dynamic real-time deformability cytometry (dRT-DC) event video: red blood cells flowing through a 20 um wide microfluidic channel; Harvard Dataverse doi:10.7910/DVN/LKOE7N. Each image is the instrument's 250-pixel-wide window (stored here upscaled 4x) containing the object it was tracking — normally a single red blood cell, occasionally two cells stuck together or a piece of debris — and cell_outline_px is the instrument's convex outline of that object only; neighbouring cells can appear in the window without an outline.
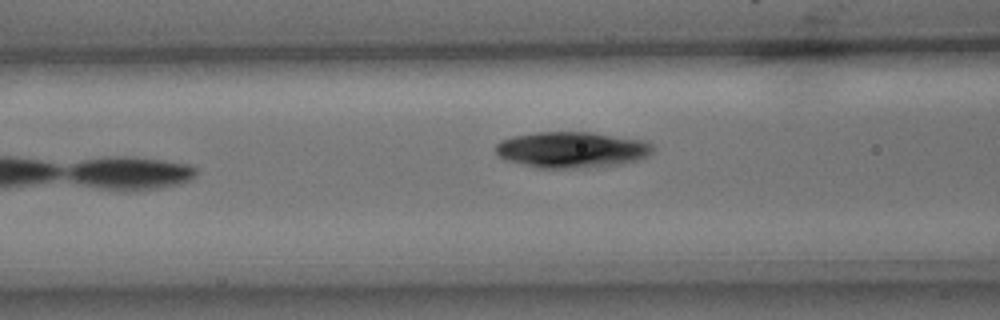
{"species": "common noctule bat (a hibernating species)", "species_latin": "Nyctalus noctula", "temperature_condition": "cold", "stored_images_in_passage": 8, "camera_frame_rate_fps": 3000, "um_per_image_px": 0.085, "animal": {"sex": "male", "body_mass_g": 15.6}, "frame": {"image": 1, "passage_image": 6, "time_ms": 1.667, "image_size_px": [1000, 320], "cell_outline_px": [[656, 148], [648, 156], [636, 160], [620, 164], [572, 168], [536, 168], [508, 160], [500, 156], [496, 152], [496, 144], [500, 140], [512, 136], [536, 132], [592, 132], [648, 140]], "centroid_in_image_um": [48.64, 12.71], "position_along_channel_um": 118.0, "area_um2": 33.18}}
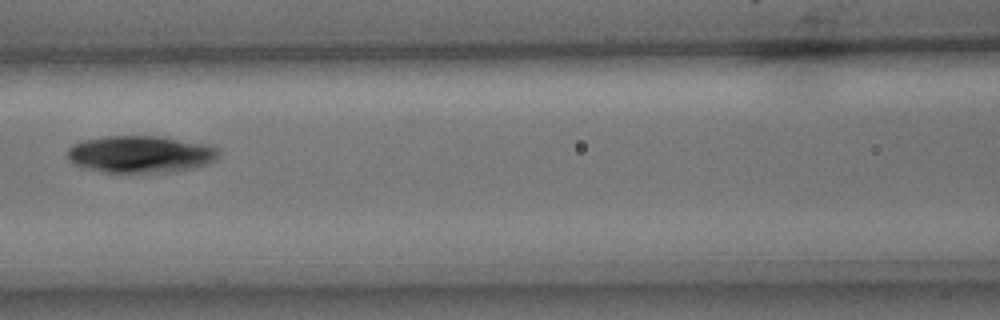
{"frame": {"image": 2, "passage_image": 7, "time_ms": 2.0, "image_size_px": [1000, 320], "cell_outline_px": [[220, 152], [216, 160], [192, 168], [172, 172], [104, 172], [72, 164], [68, 160], [68, 148], [72, 144], [84, 140], [104, 136], [160, 136], [208, 144], [216, 148]], "centroid_in_image_um": [11.93, 13.1], "position_along_channel_um": 154.7, "area_um2": 32.71}}
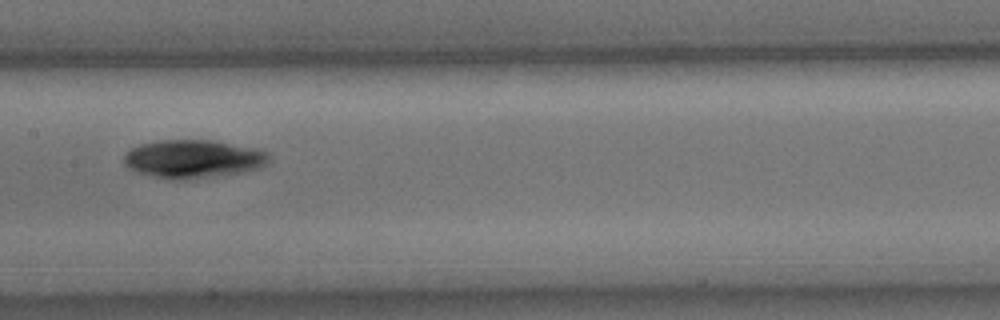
{"frame": {"image": 3, "passage_image": 8, "time_ms": 2.333, "image_size_px": [1000, 320], "cell_outline_px": [[268, 160], [260, 168], [240, 172], [184, 180], [172, 180], [136, 172], [128, 168], [124, 164], [124, 156], [132, 148], [140, 144], [160, 140], [212, 140], [252, 148], [268, 152]], "centroid_in_image_um": [16.37, 13.51], "position_along_channel_um": 191.0, "area_um2": 31.96}}